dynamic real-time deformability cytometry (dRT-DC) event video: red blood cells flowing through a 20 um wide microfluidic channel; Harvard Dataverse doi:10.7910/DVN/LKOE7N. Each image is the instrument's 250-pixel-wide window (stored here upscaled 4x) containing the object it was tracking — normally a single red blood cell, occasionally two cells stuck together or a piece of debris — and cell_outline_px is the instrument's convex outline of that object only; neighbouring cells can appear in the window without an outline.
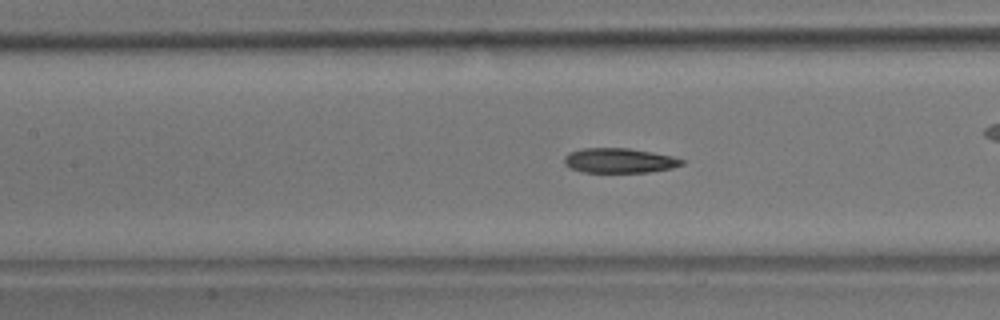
{"species": "common noctule bat (a hibernating species)", "species_latin": "Nyctalus noctula", "temperature_condition": "room temperature", "stored_images_in_passage": 55, "camera_frame_rate_fps": 3000, "um_per_image_px": 0.085, "animal": {"sex": "male", "body_mass_g": 17.9}, "frame": {"image": 1, "passage_image": 24, "time_ms": 7.667, "image_size_px": [1000, 320], "cell_outline_px": [[684, 164], [672, 168], [648, 172], [584, 172], [568, 168], [564, 164], [564, 156], [568, 152], [580, 148], [628, 148], [652, 152], [672, 156], [684, 160]], "centroid_in_image_um": [52.6, 13.64], "position_along_channel_um": 154.8, "area_um2": 17.11}, "authors_computed_cell_mechanics": {"area_um2": 17.629, "velocity_mm_per_s": 3.6502, "shape_relaxation_time_tau1_ms": 6.5387, "shape_relaxation_time_tau2_ms": 3.562, "deformation_change_tau1": 0.1794, "deformation_change_tau2": 0.1087}}